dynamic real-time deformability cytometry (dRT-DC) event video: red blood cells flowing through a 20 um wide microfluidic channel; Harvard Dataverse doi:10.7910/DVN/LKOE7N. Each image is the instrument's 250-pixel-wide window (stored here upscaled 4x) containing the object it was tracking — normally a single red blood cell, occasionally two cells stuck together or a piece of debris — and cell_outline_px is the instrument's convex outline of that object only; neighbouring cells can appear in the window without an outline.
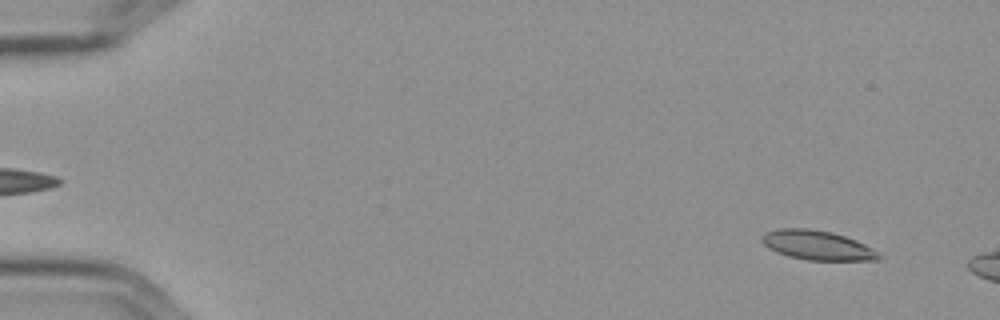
{"species": "Egyptian fruit bat (a non-hibernating species)", "species_latin": "Rousettus aegyptiacus", "temperature_condition": "cold", "stored_images_in_passage": 3, "camera_frame_rate_fps": 3000, "um_per_image_px": 0.085, "frame": {"image": 1, "passage_image": 1, "time_ms": 0.0, "image_size_px": [1000, 320], "cell_outline_px": [[880, 260], [808, 260], [788, 256], [776, 252], [768, 248], [760, 240], [760, 236], [764, 232], [776, 228], [808, 228], [832, 232], [856, 240], [872, 248], [880, 256]], "centroid_in_image_um": [69.4, 20.83], "position_along_channel_um": 15.6, "area_um2": 20.11}}